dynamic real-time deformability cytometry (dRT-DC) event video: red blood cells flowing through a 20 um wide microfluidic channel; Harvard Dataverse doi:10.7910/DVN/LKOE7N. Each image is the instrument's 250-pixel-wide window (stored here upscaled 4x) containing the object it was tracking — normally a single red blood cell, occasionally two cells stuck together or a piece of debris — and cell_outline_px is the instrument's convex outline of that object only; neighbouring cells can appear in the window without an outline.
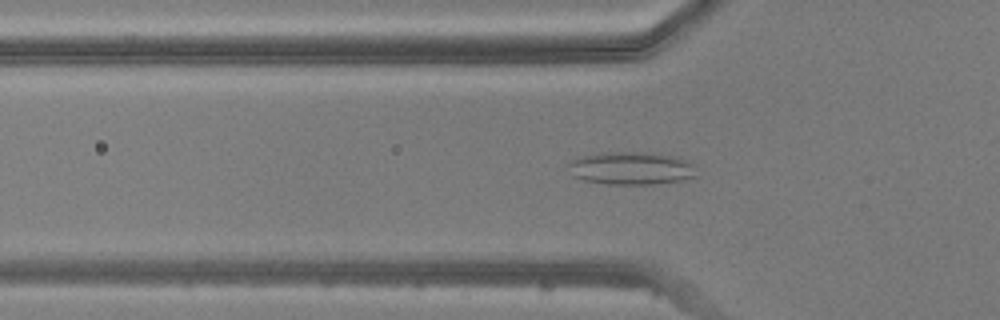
{"species": "common noctule bat (a hibernating species)", "species_latin": "Nyctalus noctula", "temperature_condition": "warm", "stored_images_in_passage": 50, "camera_frame_rate_fps": 3000, "um_per_image_px": 0.085, "animal": {"sex": "male", "body_mass_g": 20.5, "forearm_length_mm": 52.5}, "frame": {"image": 1, "passage_image": 17, "time_ms": 5.333, "image_size_px": [1000, 320], "cell_outline_px": [[696, 176], [680, 180], [656, 184], [608, 184], [584, 180], [572, 176], [568, 164], [572, 160], [584, 156], [608, 152], [660, 152], [680, 156], [692, 164]], "centroid_in_image_um": [53.69, 14.29], "position_along_channel_um": 72.1, "area_um2": 24.62}}
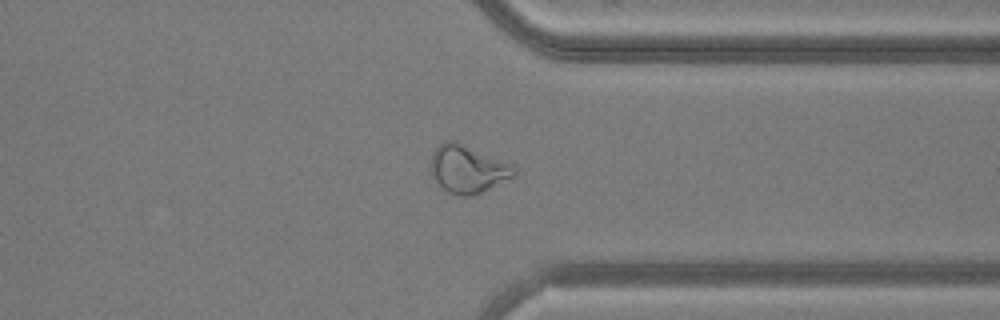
{"frame": {"image": 2, "passage_image": 39, "time_ms": 12.667, "image_size_px": [1000, 320], "cell_outline_px": [[516, 172], [512, 176], [480, 192], [468, 196], [460, 196], [448, 192], [440, 188], [432, 176], [432, 152], [444, 140], [456, 140], [512, 164], [516, 168]], "centroid_in_image_um": [39.71, 14.34], "position_along_channel_um": 371.7, "area_um2": 22.95}}
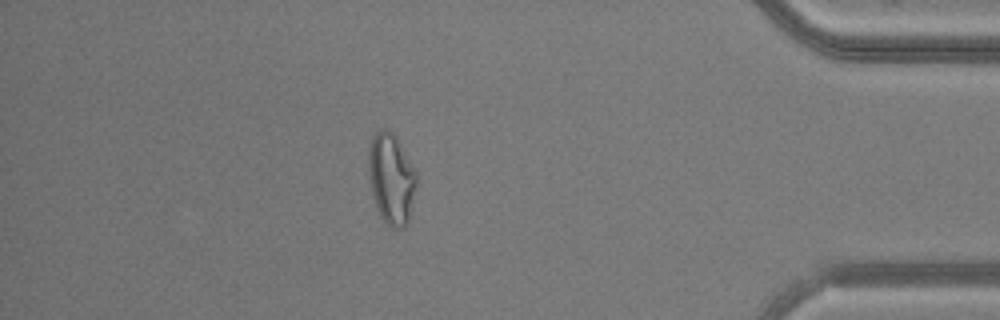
{"frame": {"image": 3, "passage_image": 44, "time_ms": 14.333, "image_size_px": [1000, 320], "cell_outline_px": [[416, 184], [408, 224], [404, 228], [392, 228], [380, 216], [372, 192], [368, 168], [368, 152], [372, 136], [380, 128], [388, 128], [396, 136], [416, 172]], "centroid_in_image_um": [33.25, 15.16], "position_along_channel_um": 401.9, "area_um2": 25.26}}